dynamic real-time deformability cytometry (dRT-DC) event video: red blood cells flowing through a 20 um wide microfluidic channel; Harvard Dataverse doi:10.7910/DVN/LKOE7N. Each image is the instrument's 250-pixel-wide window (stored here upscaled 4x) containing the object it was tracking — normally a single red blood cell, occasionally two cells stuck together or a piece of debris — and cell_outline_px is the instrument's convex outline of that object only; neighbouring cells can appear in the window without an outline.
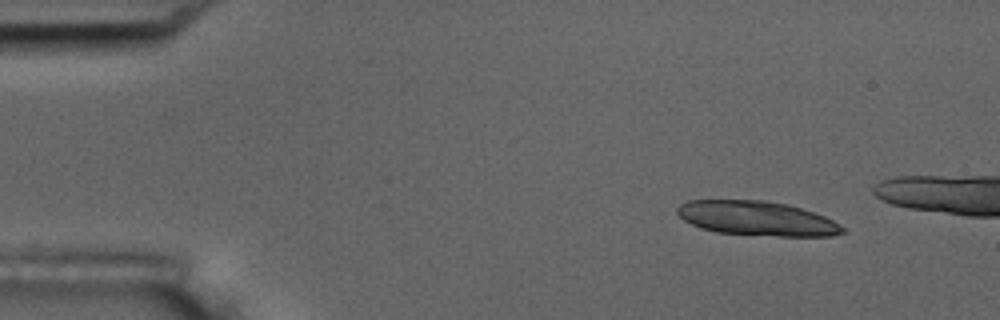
{"species": "common noctule bat (a hibernating species)", "species_latin": "Nyctalus noctula", "temperature_condition": "room temperature", "stored_images_in_passage": 3, "camera_frame_rate_fps": 3000, "um_per_image_px": 0.085, "animal": {"sex": "male", "body_mass_g": 17.5, "forearm_length_mm": 52.3}, "frame": {"image": 1, "passage_image": 1, "time_ms": 0.0, "image_size_px": [1000, 320], "cell_outline_px": [[848, 232], [832, 236], [780, 236], [716, 232], [700, 228], [684, 220], [676, 212], [676, 208], [680, 204], [688, 200], [764, 200], [788, 204], [824, 216], [848, 228]], "centroid_in_image_um": [64.37, 18.56], "position_along_channel_um": 20.6, "area_um2": 33.29}}